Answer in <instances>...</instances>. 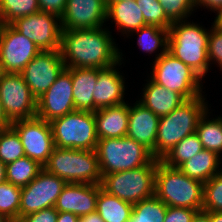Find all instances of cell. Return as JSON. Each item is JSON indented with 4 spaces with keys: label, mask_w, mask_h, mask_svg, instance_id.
Segmentation results:
<instances>
[{
    "label": "cell",
    "mask_w": 222,
    "mask_h": 222,
    "mask_svg": "<svg viewBox=\"0 0 222 222\" xmlns=\"http://www.w3.org/2000/svg\"><path fill=\"white\" fill-rule=\"evenodd\" d=\"M108 28L62 30L65 68L106 69L120 62V50Z\"/></svg>",
    "instance_id": "1"
},
{
    "label": "cell",
    "mask_w": 222,
    "mask_h": 222,
    "mask_svg": "<svg viewBox=\"0 0 222 222\" xmlns=\"http://www.w3.org/2000/svg\"><path fill=\"white\" fill-rule=\"evenodd\" d=\"M168 30V52L205 78L211 69L208 60L210 30L188 20L175 21Z\"/></svg>",
    "instance_id": "2"
},
{
    "label": "cell",
    "mask_w": 222,
    "mask_h": 222,
    "mask_svg": "<svg viewBox=\"0 0 222 222\" xmlns=\"http://www.w3.org/2000/svg\"><path fill=\"white\" fill-rule=\"evenodd\" d=\"M204 94L186 100L168 115L159 119L156 138V159L161 160L184 137L196 132L201 117L208 109Z\"/></svg>",
    "instance_id": "3"
},
{
    "label": "cell",
    "mask_w": 222,
    "mask_h": 222,
    "mask_svg": "<svg viewBox=\"0 0 222 222\" xmlns=\"http://www.w3.org/2000/svg\"><path fill=\"white\" fill-rule=\"evenodd\" d=\"M204 184L158 160L155 196L166 206L202 210Z\"/></svg>",
    "instance_id": "4"
},
{
    "label": "cell",
    "mask_w": 222,
    "mask_h": 222,
    "mask_svg": "<svg viewBox=\"0 0 222 222\" xmlns=\"http://www.w3.org/2000/svg\"><path fill=\"white\" fill-rule=\"evenodd\" d=\"M95 151L101 175L158 164L147 148L128 137L98 139Z\"/></svg>",
    "instance_id": "5"
},
{
    "label": "cell",
    "mask_w": 222,
    "mask_h": 222,
    "mask_svg": "<svg viewBox=\"0 0 222 222\" xmlns=\"http://www.w3.org/2000/svg\"><path fill=\"white\" fill-rule=\"evenodd\" d=\"M43 168L66 183H101L102 176L95 150L55 147Z\"/></svg>",
    "instance_id": "6"
},
{
    "label": "cell",
    "mask_w": 222,
    "mask_h": 222,
    "mask_svg": "<svg viewBox=\"0 0 222 222\" xmlns=\"http://www.w3.org/2000/svg\"><path fill=\"white\" fill-rule=\"evenodd\" d=\"M157 164L101 175V189L120 200L138 203L155 194Z\"/></svg>",
    "instance_id": "7"
},
{
    "label": "cell",
    "mask_w": 222,
    "mask_h": 222,
    "mask_svg": "<svg viewBox=\"0 0 222 222\" xmlns=\"http://www.w3.org/2000/svg\"><path fill=\"white\" fill-rule=\"evenodd\" d=\"M55 147L95 150L98 142L94 112L74 110L50 122Z\"/></svg>",
    "instance_id": "8"
},
{
    "label": "cell",
    "mask_w": 222,
    "mask_h": 222,
    "mask_svg": "<svg viewBox=\"0 0 222 222\" xmlns=\"http://www.w3.org/2000/svg\"><path fill=\"white\" fill-rule=\"evenodd\" d=\"M150 79L181 94L186 100L194 99L203 92L202 78L189 66L168 51L153 61Z\"/></svg>",
    "instance_id": "9"
},
{
    "label": "cell",
    "mask_w": 222,
    "mask_h": 222,
    "mask_svg": "<svg viewBox=\"0 0 222 222\" xmlns=\"http://www.w3.org/2000/svg\"><path fill=\"white\" fill-rule=\"evenodd\" d=\"M0 99L4 112L11 122L36 116L37 99L32 95L21 73L2 72Z\"/></svg>",
    "instance_id": "10"
},
{
    "label": "cell",
    "mask_w": 222,
    "mask_h": 222,
    "mask_svg": "<svg viewBox=\"0 0 222 222\" xmlns=\"http://www.w3.org/2000/svg\"><path fill=\"white\" fill-rule=\"evenodd\" d=\"M11 25L33 41L40 51L60 50L62 28L58 15L39 12L17 18Z\"/></svg>",
    "instance_id": "11"
},
{
    "label": "cell",
    "mask_w": 222,
    "mask_h": 222,
    "mask_svg": "<svg viewBox=\"0 0 222 222\" xmlns=\"http://www.w3.org/2000/svg\"><path fill=\"white\" fill-rule=\"evenodd\" d=\"M11 127L19 135L25 155L44 166L55 148L50 122L35 116L16 120Z\"/></svg>",
    "instance_id": "12"
},
{
    "label": "cell",
    "mask_w": 222,
    "mask_h": 222,
    "mask_svg": "<svg viewBox=\"0 0 222 222\" xmlns=\"http://www.w3.org/2000/svg\"><path fill=\"white\" fill-rule=\"evenodd\" d=\"M67 183L44 168L25 187L21 188L19 216L55 207L58 196Z\"/></svg>",
    "instance_id": "13"
},
{
    "label": "cell",
    "mask_w": 222,
    "mask_h": 222,
    "mask_svg": "<svg viewBox=\"0 0 222 222\" xmlns=\"http://www.w3.org/2000/svg\"><path fill=\"white\" fill-rule=\"evenodd\" d=\"M40 52L33 41L19 33L11 24L0 29V66L5 73H21Z\"/></svg>",
    "instance_id": "14"
},
{
    "label": "cell",
    "mask_w": 222,
    "mask_h": 222,
    "mask_svg": "<svg viewBox=\"0 0 222 222\" xmlns=\"http://www.w3.org/2000/svg\"><path fill=\"white\" fill-rule=\"evenodd\" d=\"M65 65L60 50L40 51L23 69L21 75L38 99L64 71Z\"/></svg>",
    "instance_id": "15"
},
{
    "label": "cell",
    "mask_w": 222,
    "mask_h": 222,
    "mask_svg": "<svg viewBox=\"0 0 222 222\" xmlns=\"http://www.w3.org/2000/svg\"><path fill=\"white\" fill-rule=\"evenodd\" d=\"M74 110L71 68H65L53 85L37 99L36 116L51 122Z\"/></svg>",
    "instance_id": "16"
},
{
    "label": "cell",
    "mask_w": 222,
    "mask_h": 222,
    "mask_svg": "<svg viewBox=\"0 0 222 222\" xmlns=\"http://www.w3.org/2000/svg\"><path fill=\"white\" fill-rule=\"evenodd\" d=\"M60 19L62 30L104 27L107 21L105 0H67Z\"/></svg>",
    "instance_id": "17"
},
{
    "label": "cell",
    "mask_w": 222,
    "mask_h": 222,
    "mask_svg": "<svg viewBox=\"0 0 222 222\" xmlns=\"http://www.w3.org/2000/svg\"><path fill=\"white\" fill-rule=\"evenodd\" d=\"M100 184L67 183L58 196L55 209L78 217L96 212Z\"/></svg>",
    "instance_id": "18"
},
{
    "label": "cell",
    "mask_w": 222,
    "mask_h": 222,
    "mask_svg": "<svg viewBox=\"0 0 222 222\" xmlns=\"http://www.w3.org/2000/svg\"><path fill=\"white\" fill-rule=\"evenodd\" d=\"M122 56L124 55L120 52L118 64L106 69H98V78L93 91L94 112L100 108L125 103V77L117 70L124 60Z\"/></svg>",
    "instance_id": "19"
},
{
    "label": "cell",
    "mask_w": 222,
    "mask_h": 222,
    "mask_svg": "<svg viewBox=\"0 0 222 222\" xmlns=\"http://www.w3.org/2000/svg\"><path fill=\"white\" fill-rule=\"evenodd\" d=\"M160 117L136 101L129 104V122L126 137L147 148L156 159V138Z\"/></svg>",
    "instance_id": "20"
},
{
    "label": "cell",
    "mask_w": 222,
    "mask_h": 222,
    "mask_svg": "<svg viewBox=\"0 0 222 222\" xmlns=\"http://www.w3.org/2000/svg\"><path fill=\"white\" fill-rule=\"evenodd\" d=\"M98 139L126 137L129 122V104L100 108L94 112Z\"/></svg>",
    "instance_id": "21"
},
{
    "label": "cell",
    "mask_w": 222,
    "mask_h": 222,
    "mask_svg": "<svg viewBox=\"0 0 222 222\" xmlns=\"http://www.w3.org/2000/svg\"><path fill=\"white\" fill-rule=\"evenodd\" d=\"M146 81L147 83L142 89V97L137 101L157 116L162 117L168 115L186 101L178 92L169 90L153 82L151 79Z\"/></svg>",
    "instance_id": "22"
},
{
    "label": "cell",
    "mask_w": 222,
    "mask_h": 222,
    "mask_svg": "<svg viewBox=\"0 0 222 222\" xmlns=\"http://www.w3.org/2000/svg\"><path fill=\"white\" fill-rule=\"evenodd\" d=\"M71 78L75 110L94 112L93 91L98 78V69L71 68Z\"/></svg>",
    "instance_id": "23"
},
{
    "label": "cell",
    "mask_w": 222,
    "mask_h": 222,
    "mask_svg": "<svg viewBox=\"0 0 222 222\" xmlns=\"http://www.w3.org/2000/svg\"><path fill=\"white\" fill-rule=\"evenodd\" d=\"M107 21H114L115 26L124 36L146 26L143 13L136 1H120L107 8Z\"/></svg>",
    "instance_id": "24"
},
{
    "label": "cell",
    "mask_w": 222,
    "mask_h": 222,
    "mask_svg": "<svg viewBox=\"0 0 222 222\" xmlns=\"http://www.w3.org/2000/svg\"><path fill=\"white\" fill-rule=\"evenodd\" d=\"M221 159L215 152L203 149L178 168L189 178L204 184L222 170Z\"/></svg>",
    "instance_id": "25"
},
{
    "label": "cell",
    "mask_w": 222,
    "mask_h": 222,
    "mask_svg": "<svg viewBox=\"0 0 222 222\" xmlns=\"http://www.w3.org/2000/svg\"><path fill=\"white\" fill-rule=\"evenodd\" d=\"M132 211V203L99 190L96 212L105 222H129Z\"/></svg>",
    "instance_id": "26"
},
{
    "label": "cell",
    "mask_w": 222,
    "mask_h": 222,
    "mask_svg": "<svg viewBox=\"0 0 222 222\" xmlns=\"http://www.w3.org/2000/svg\"><path fill=\"white\" fill-rule=\"evenodd\" d=\"M137 33V45L142 51L152 54L160 49V53L155 55V60L164 55L168 51L169 30L162 29L157 26L146 25L140 29L129 33L125 37Z\"/></svg>",
    "instance_id": "27"
},
{
    "label": "cell",
    "mask_w": 222,
    "mask_h": 222,
    "mask_svg": "<svg viewBox=\"0 0 222 222\" xmlns=\"http://www.w3.org/2000/svg\"><path fill=\"white\" fill-rule=\"evenodd\" d=\"M210 113L207 110L201 117L196 133L204 149L215 152L222 157V117L219 115L212 119L209 118Z\"/></svg>",
    "instance_id": "28"
},
{
    "label": "cell",
    "mask_w": 222,
    "mask_h": 222,
    "mask_svg": "<svg viewBox=\"0 0 222 222\" xmlns=\"http://www.w3.org/2000/svg\"><path fill=\"white\" fill-rule=\"evenodd\" d=\"M43 169L37 161L24 156L6 164V180L23 188L28 185Z\"/></svg>",
    "instance_id": "29"
},
{
    "label": "cell",
    "mask_w": 222,
    "mask_h": 222,
    "mask_svg": "<svg viewBox=\"0 0 222 222\" xmlns=\"http://www.w3.org/2000/svg\"><path fill=\"white\" fill-rule=\"evenodd\" d=\"M203 149L199 136L195 132L184 137L161 161L169 167L178 168L182 163L191 159Z\"/></svg>",
    "instance_id": "30"
},
{
    "label": "cell",
    "mask_w": 222,
    "mask_h": 222,
    "mask_svg": "<svg viewBox=\"0 0 222 222\" xmlns=\"http://www.w3.org/2000/svg\"><path fill=\"white\" fill-rule=\"evenodd\" d=\"M167 206L155 195L133 204L129 222H164Z\"/></svg>",
    "instance_id": "31"
},
{
    "label": "cell",
    "mask_w": 222,
    "mask_h": 222,
    "mask_svg": "<svg viewBox=\"0 0 222 222\" xmlns=\"http://www.w3.org/2000/svg\"><path fill=\"white\" fill-rule=\"evenodd\" d=\"M40 12L38 0H0V20L11 24L17 18Z\"/></svg>",
    "instance_id": "32"
},
{
    "label": "cell",
    "mask_w": 222,
    "mask_h": 222,
    "mask_svg": "<svg viewBox=\"0 0 222 222\" xmlns=\"http://www.w3.org/2000/svg\"><path fill=\"white\" fill-rule=\"evenodd\" d=\"M24 156H26L24 147L17 132L12 127L1 130L0 161L8 164Z\"/></svg>",
    "instance_id": "33"
},
{
    "label": "cell",
    "mask_w": 222,
    "mask_h": 222,
    "mask_svg": "<svg viewBox=\"0 0 222 222\" xmlns=\"http://www.w3.org/2000/svg\"><path fill=\"white\" fill-rule=\"evenodd\" d=\"M136 4L143 13L147 25L169 29L173 22L166 14L165 6L160 0H136Z\"/></svg>",
    "instance_id": "34"
},
{
    "label": "cell",
    "mask_w": 222,
    "mask_h": 222,
    "mask_svg": "<svg viewBox=\"0 0 222 222\" xmlns=\"http://www.w3.org/2000/svg\"><path fill=\"white\" fill-rule=\"evenodd\" d=\"M202 210L222 212V170L204 183Z\"/></svg>",
    "instance_id": "35"
},
{
    "label": "cell",
    "mask_w": 222,
    "mask_h": 222,
    "mask_svg": "<svg viewBox=\"0 0 222 222\" xmlns=\"http://www.w3.org/2000/svg\"><path fill=\"white\" fill-rule=\"evenodd\" d=\"M21 188L5 181L0 184V213L8 218L19 216Z\"/></svg>",
    "instance_id": "36"
},
{
    "label": "cell",
    "mask_w": 222,
    "mask_h": 222,
    "mask_svg": "<svg viewBox=\"0 0 222 222\" xmlns=\"http://www.w3.org/2000/svg\"><path fill=\"white\" fill-rule=\"evenodd\" d=\"M172 22L187 20L194 11L192 0H160Z\"/></svg>",
    "instance_id": "37"
},
{
    "label": "cell",
    "mask_w": 222,
    "mask_h": 222,
    "mask_svg": "<svg viewBox=\"0 0 222 222\" xmlns=\"http://www.w3.org/2000/svg\"><path fill=\"white\" fill-rule=\"evenodd\" d=\"M208 38V60L212 65L218 64L222 71V30L212 23ZM212 62V63H211Z\"/></svg>",
    "instance_id": "38"
},
{
    "label": "cell",
    "mask_w": 222,
    "mask_h": 222,
    "mask_svg": "<svg viewBox=\"0 0 222 222\" xmlns=\"http://www.w3.org/2000/svg\"><path fill=\"white\" fill-rule=\"evenodd\" d=\"M198 210L191 208L169 207L167 206L164 222H192Z\"/></svg>",
    "instance_id": "39"
},
{
    "label": "cell",
    "mask_w": 222,
    "mask_h": 222,
    "mask_svg": "<svg viewBox=\"0 0 222 222\" xmlns=\"http://www.w3.org/2000/svg\"><path fill=\"white\" fill-rule=\"evenodd\" d=\"M29 222H57L58 211L55 207L42 209L25 216Z\"/></svg>",
    "instance_id": "40"
},
{
    "label": "cell",
    "mask_w": 222,
    "mask_h": 222,
    "mask_svg": "<svg viewBox=\"0 0 222 222\" xmlns=\"http://www.w3.org/2000/svg\"><path fill=\"white\" fill-rule=\"evenodd\" d=\"M67 0H38L40 12L52 13L61 17Z\"/></svg>",
    "instance_id": "41"
},
{
    "label": "cell",
    "mask_w": 222,
    "mask_h": 222,
    "mask_svg": "<svg viewBox=\"0 0 222 222\" xmlns=\"http://www.w3.org/2000/svg\"><path fill=\"white\" fill-rule=\"evenodd\" d=\"M194 5V10L200 7H206L208 10L214 13H219L222 10V0H192ZM216 11V12H215Z\"/></svg>",
    "instance_id": "42"
},
{
    "label": "cell",
    "mask_w": 222,
    "mask_h": 222,
    "mask_svg": "<svg viewBox=\"0 0 222 222\" xmlns=\"http://www.w3.org/2000/svg\"><path fill=\"white\" fill-rule=\"evenodd\" d=\"M11 121L7 118L0 99V131L11 127Z\"/></svg>",
    "instance_id": "43"
},
{
    "label": "cell",
    "mask_w": 222,
    "mask_h": 222,
    "mask_svg": "<svg viewBox=\"0 0 222 222\" xmlns=\"http://www.w3.org/2000/svg\"><path fill=\"white\" fill-rule=\"evenodd\" d=\"M192 222H211L210 212L199 210L195 213Z\"/></svg>",
    "instance_id": "44"
},
{
    "label": "cell",
    "mask_w": 222,
    "mask_h": 222,
    "mask_svg": "<svg viewBox=\"0 0 222 222\" xmlns=\"http://www.w3.org/2000/svg\"><path fill=\"white\" fill-rule=\"evenodd\" d=\"M78 216L71 212H58L57 222H76Z\"/></svg>",
    "instance_id": "45"
},
{
    "label": "cell",
    "mask_w": 222,
    "mask_h": 222,
    "mask_svg": "<svg viewBox=\"0 0 222 222\" xmlns=\"http://www.w3.org/2000/svg\"><path fill=\"white\" fill-rule=\"evenodd\" d=\"M81 218L84 222H105L97 212L89 213Z\"/></svg>",
    "instance_id": "46"
},
{
    "label": "cell",
    "mask_w": 222,
    "mask_h": 222,
    "mask_svg": "<svg viewBox=\"0 0 222 222\" xmlns=\"http://www.w3.org/2000/svg\"><path fill=\"white\" fill-rule=\"evenodd\" d=\"M6 180V164L0 161V184L4 183Z\"/></svg>",
    "instance_id": "47"
},
{
    "label": "cell",
    "mask_w": 222,
    "mask_h": 222,
    "mask_svg": "<svg viewBox=\"0 0 222 222\" xmlns=\"http://www.w3.org/2000/svg\"><path fill=\"white\" fill-rule=\"evenodd\" d=\"M211 222H222V212H210Z\"/></svg>",
    "instance_id": "48"
},
{
    "label": "cell",
    "mask_w": 222,
    "mask_h": 222,
    "mask_svg": "<svg viewBox=\"0 0 222 222\" xmlns=\"http://www.w3.org/2000/svg\"><path fill=\"white\" fill-rule=\"evenodd\" d=\"M217 16L215 17V20H214V25L217 26L219 29L222 30V10L216 14Z\"/></svg>",
    "instance_id": "49"
},
{
    "label": "cell",
    "mask_w": 222,
    "mask_h": 222,
    "mask_svg": "<svg viewBox=\"0 0 222 222\" xmlns=\"http://www.w3.org/2000/svg\"><path fill=\"white\" fill-rule=\"evenodd\" d=\"M8 222H29L25 216L10 217Z\"/></svg>",
    "instance_id": "50"
},
{
    "label": "cell",
    "mask_w": 222,
    "mask_h": 222,
    "mask_svg": "<svg viewBox=\"0 0 222 222\" xmlns=\"http://www.w3.org/2000/svg\"><path fill=\"white\" fill-rule=\"evenodd\" d=\"M120 1H136V0H105V5L108 8L111 4L120 2Z\"/></svg>",
    "instance_id": "51"
},
{
    "label": "cell",
    "mask_w": 222,
    "mask_h": 222,
    "mask_svg": "<svg viewBox=\"0 0 222 222\" xmlns=\"http://www.w3.org/2000/svg\"><path fill=\"white\" fill-rule=\"evenodd\" d=\"M9 218L4 214L0 213V222H8Z\"/></svg>",
    "instance_id": "52"
},
{
    "label": "cell",
    "mask_w": 222,
    "mask_h": 222,
    "mask_svg": "<svg viewBox=\"0 0 222 222\" xmlns=\"http://www.w3.org/2000/svg\"><path fill=\"white\" fill-rule=\"evenodd\" d=\"M76 222H84L81 217H78Z\"/></svg>",
    "instance_id": "53"
}]
</instances>
